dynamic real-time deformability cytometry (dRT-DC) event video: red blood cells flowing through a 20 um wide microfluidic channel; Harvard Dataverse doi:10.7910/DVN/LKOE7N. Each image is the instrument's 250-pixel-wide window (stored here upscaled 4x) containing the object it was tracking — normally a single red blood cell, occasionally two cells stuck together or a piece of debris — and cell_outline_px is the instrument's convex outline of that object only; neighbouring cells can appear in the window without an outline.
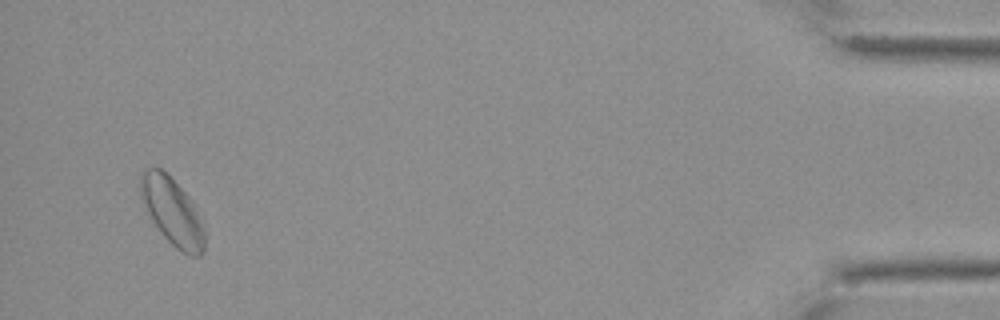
{"species": "Egyptian fruit bat (a non-hibernating species)", "species_latin": "Rousettus aegyptiacus", "temperature_condition": "cold", "stored_images_in_passage": 48, "segment_of_instrument_passage": [2, 2], "camera_frame_rate_fps": 3000, "um_per_image_px": 0.085, "animal": {"sex": "female"}, "frame": {"image": 1, "passage_image": 46, "time_ms": 15.0, "image_size_px": [1000, 320], "cell_outline_px": [[204, 252], [200, 256], [188, 256], [180, 252], [164, 236], [148, 212], [140, 196], [140, 172], [148, 168], [160, 168], [168, 172], [192, 200], [204, 228]], "centroid_in_image_um": [14.66, 17.96], "position_along_channel_um": 420.5, "area_um2": 25.09}}